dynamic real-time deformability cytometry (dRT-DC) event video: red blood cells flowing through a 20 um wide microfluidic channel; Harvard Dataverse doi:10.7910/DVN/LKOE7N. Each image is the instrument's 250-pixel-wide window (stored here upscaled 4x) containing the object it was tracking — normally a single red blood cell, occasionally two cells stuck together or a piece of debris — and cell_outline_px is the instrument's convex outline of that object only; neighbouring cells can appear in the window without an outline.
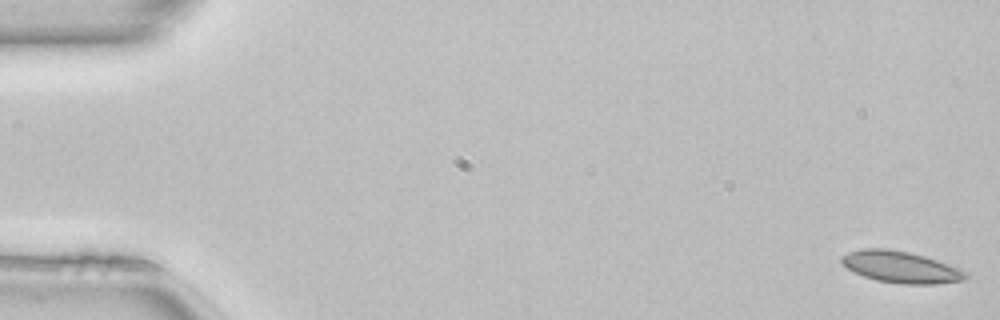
{"species": "common noctule bat (a hibernating species)", "species_latin": "Nyctalus noctula", "temperature_condition": "room temperature", "stored_images_in_passage": 50, "camera_frame_rate_fps": 3000, "um_per_image_px": 0.085, "animal": {"sex": "female", "body_mass_g": 22.7, "forearm_length_mm": 54.2}, "frame": {"image": 1, "passage_image": 1, "time_ms": 0.0, "image_size_px": [1000, 320], "cell_outline_px": [[968, 276], [964, 280], [936, 284], [900, 284], [876, 280], [864, 276], [848, 268], [840, 260], [840, 256], [848, 252], [864, 248], [888, 248], [908, 252], [924, 256], [936, 260], [968, 272]], "centroid_in_image_um": [76.56, 22.7], "position_along_channel_um": 8.4, "area_um2": 22.72}}
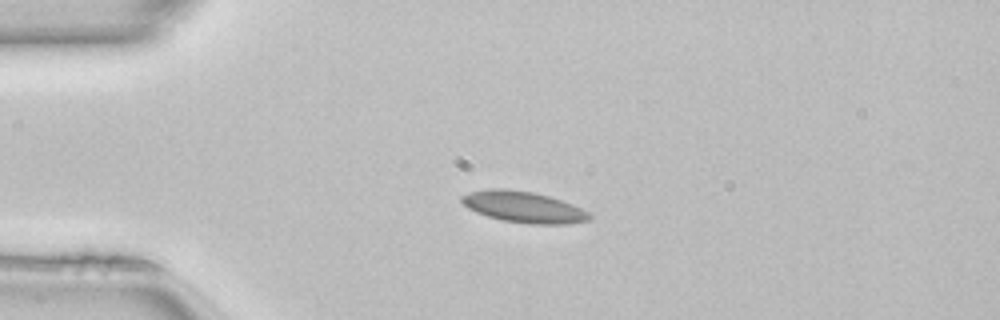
{"frame": {"image": 2, "passage_image": 12, "time_ms": 3.667, "image_size_px": [1000, 320], "cell_outline_px": [[592, 216], [588, 220], [568, 224], [528, 224], [500, 220], [476, 212], [468, 208], [460, 200], [460, 196], [468, 192], [492, 188], [504, 188], [532, 192], [548, 196], [572, 204], [588, 212]], "centroid_in_image_um": [44.47, 17.6], "position_along_channel_um": 40.5, "area_um2": 23.18}}
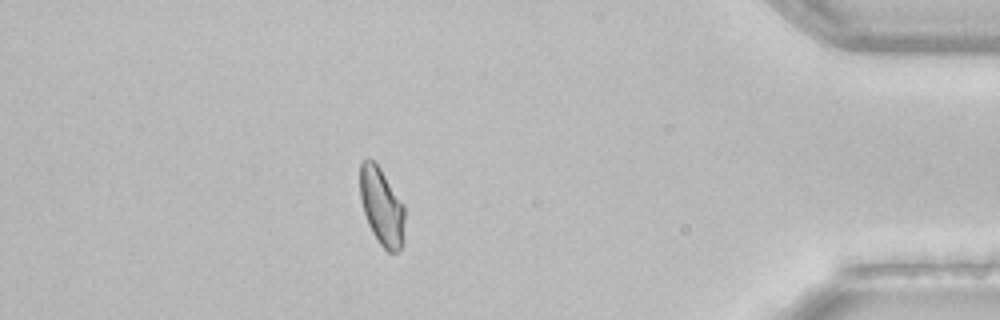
{"frame": {"image": 3, "passage_image": 44, "time_ms": 14.333, "image_size_px": [1000, 320], "cell_outline_px": [[404, 244], [400, 252], [388, 252], [376, 240], [368, 224], [360, 200], [360, 164], [368, 156], [376, 160], [404, 204]], "centroid_in_image_um": [32.45, 17.54], "position_along_channel_um": 402.7, "area_um2": 20.81}, "authors_computed_cell_mechanics": {"area_um2": 21.5594, "velocity_mm_per_s": 4.0746, "shape_relaxation_time_tau1_ms": 7.9995, "shape_relaxation_time_tau2_ms": 1.4686, "deformation_change_tau1": 0.1356, "deformation_change_tau2": 0.0529}}